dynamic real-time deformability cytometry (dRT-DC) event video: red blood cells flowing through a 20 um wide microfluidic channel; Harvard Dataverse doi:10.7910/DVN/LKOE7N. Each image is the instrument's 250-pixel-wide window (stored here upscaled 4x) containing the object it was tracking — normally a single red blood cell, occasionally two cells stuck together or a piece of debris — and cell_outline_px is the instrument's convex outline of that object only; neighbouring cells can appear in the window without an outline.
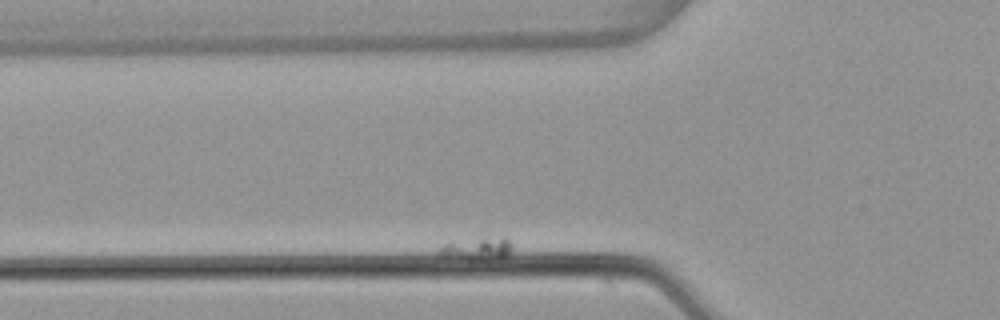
{"species": "common noctule bat (a hibernating species)", "species_latin": "Nyctalus noctula", "temperature_condition": "warm", "stored_images_in_passage": 10, "camera_frame_rate_fps": 3000, "um_per_image_px": 0.085, "animal": {"sex": "female", "body_mass_g": 22.7, "forearm_length_mm": 54.2}, "frame": {"image": 1, "passage_image": 2, "time_ms": 0.333, "image_size_px": [1000, 320], "cell_outline_px": [[512, 248], [504, 260], [468, 260], [436, 256], [436, 252], [444, 244], [452, 240], [484, 232], [504, 236], [508, 240]], "centroid_in_image_um": [40.54, 21.06], "position_along_channel_um": 85.3, "area_um2": 11.33}}
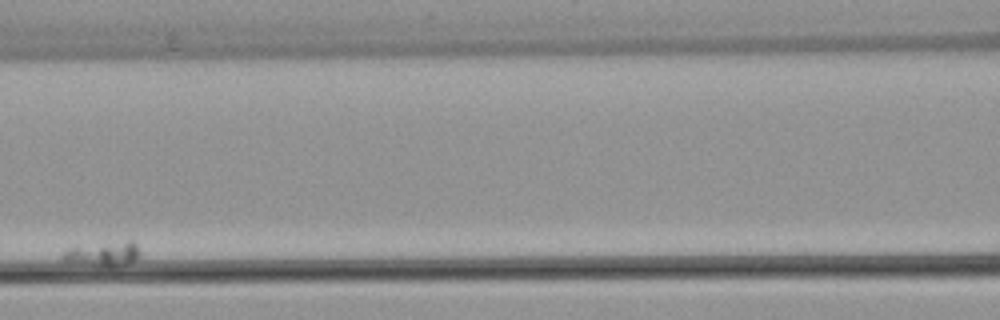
{"frame": {"image": 2, "passage_image": 6, "time_ms": 1.667, "image_size_px": [1000, 320], "cell_outline_px": [[140, 256], [128, 264], [108, 268], [68, 264], [60, 260], [60, 256], [64, 252], [72, 248], [128, 240], [132, 240], [140, 248]], "centroid_in_image_um": [8.75, 21.65], "position_along_channel_um": 157.9, "area_um2": 11.44}}
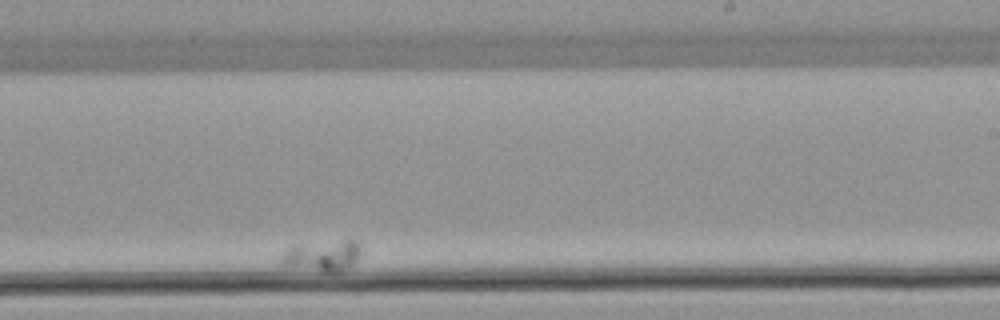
{"frame": {"image": 3, "passage_image": 10, "time_ms": 3.0, "image_size_px": [1000, 320], "cell_outline_px": [[360, 256], [352, 264], [336, 272], [324, 272], [280, 264], [280, 256], [288, 248], [348, 240], [356, 240], [360, 248]], "centroid_in_image_um": [27.43, 21.77], "position_along_channel_um": 261.6, "area_um2": 13.53}}